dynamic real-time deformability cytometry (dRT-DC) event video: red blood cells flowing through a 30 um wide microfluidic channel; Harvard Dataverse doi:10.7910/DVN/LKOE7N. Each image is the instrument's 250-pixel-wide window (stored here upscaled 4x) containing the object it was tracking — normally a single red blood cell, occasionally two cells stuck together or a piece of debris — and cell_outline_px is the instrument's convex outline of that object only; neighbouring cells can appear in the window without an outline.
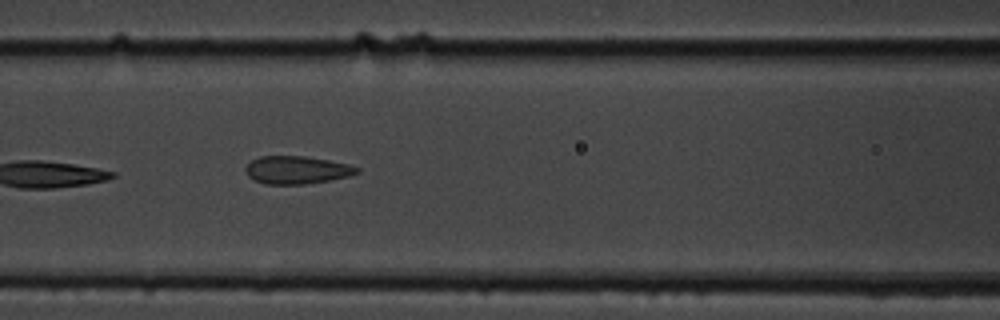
{"species": "common noctule bat (a hibernating species)", "species_latin": "Nyctalus noctula", "temperature_condition": "cold", "stored_images_in_passage": 15, "camera_frame_rate_fps": 3000, "um_per_image_px": 0.085, "animal": {"sex": "male", "body_mass_g": 19.5, "forearm_length_mm": 54.6}, "frame": {"image": 1, "passage_image": 7, "time_ms": 8.0, "image_size_px": [1000, 320], "cell_outline_px": [[360, 172], [348, 176], [328, 180], [304, 184], [264, 184], [248, 176], [244, 168], [252, 160], [260, 156], [304, 156], [328, 160], [348, 164], [360, 168]], "centroid_in_image_um": [25.22, 14.44], "position_along_channel_um": 141.4, "area_um2": 17.92}}
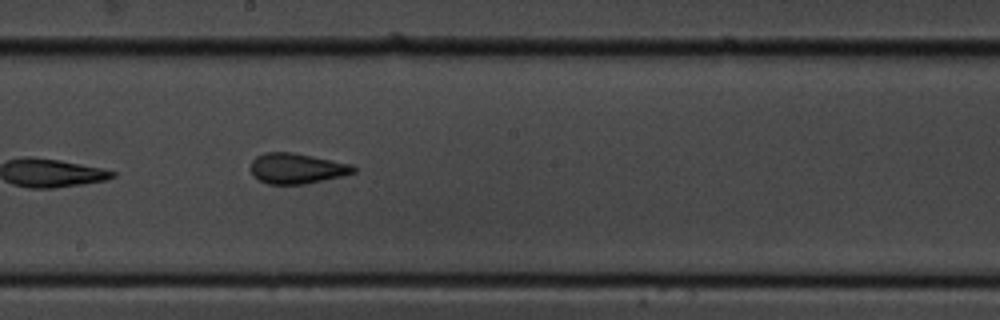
{"frame": {"image": 2, "passage_image": 9, "time_ms": 10.333, "image_size_px": [1000, 320], "cell_outline_px": [[356, 172], [344, 176], [304, 184], [268, 184], [260, 180], [252, 172], [252, 160], [256, 156], [264, 152], [292, 152], [352, 164], [356, 168]], "centroid_in_image_um": [25.26, 14.31], "position_along_channel_um": 222.9, "area_um2": 18.15}}
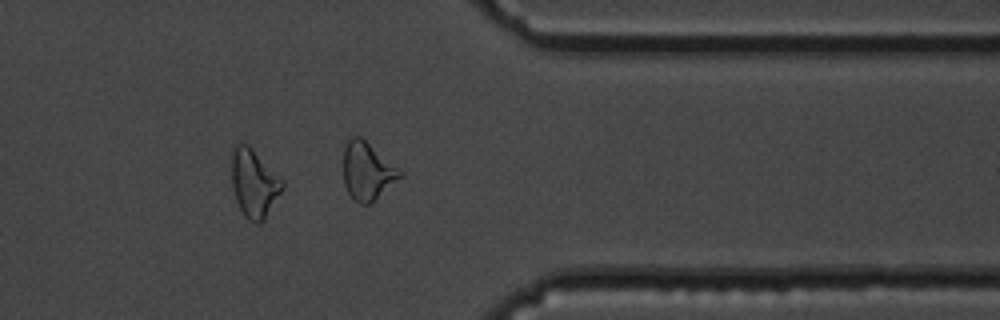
{"frame": {"image": 3, "passage_image": 13, "time_ms": 15.0, "image_size_px": [1000, 320], "cell_outline_px": [[284, 188], [264, 220], [260, 224], [256, 224], [248, 220], [244, 216], [236, 200], [232, 188], [232, 144], [248, 144], [284, 180]], "centroid_in_image_um": [21.6, 15.59], "position_along_channel_um": 389.8, "area_um2": 20.35}, "authors_computed_cell_mechanics": {"area_um2": 19.5942, "velocity_mm_per_s": 3.4956, "shape_relaxation_time_tau1_ms": 1.8205, "shape_relaxation_time_tau2_ms": 1.367, "deformation_change_tau1": 0.1128, "deformation_change_tau2": 0.0861}}